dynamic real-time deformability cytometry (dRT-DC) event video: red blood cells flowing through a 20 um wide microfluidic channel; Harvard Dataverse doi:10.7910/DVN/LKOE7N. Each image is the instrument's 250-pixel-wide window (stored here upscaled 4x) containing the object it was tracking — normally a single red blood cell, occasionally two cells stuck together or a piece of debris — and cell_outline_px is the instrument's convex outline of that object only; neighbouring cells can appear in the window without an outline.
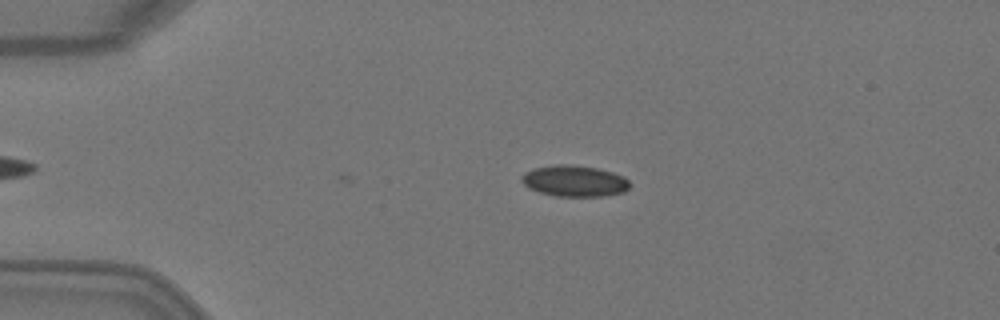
{"species": "Egyptian fruit bat (a non-hibernating species)", "species_latin": "Rousettus aegyptiacus", "temperature_condition": "warm", "stored_images_in_passage": 2, "camera_frame_rate_fps": 3000, "um_per_image_px": 0.085, "animal": {"sex": "female"}, "frame": {"image": 1, "passage_image": 2, "time_ms": 0.333, "image_size_px": [1000, 320], "cell_outline_px": [[632, 184], [624, 192], [604, 196], [552, 196], [528, 188], [520, 180], [520, 176], [524, 172], [532, 168], [556, 164], [564, 164], [596, 168], [612, 172], [624, 176]], "centroid_in_image_um": [48.8, 15.38], "position_along_channel_um": 36.2, "area_um2": 19.83}}